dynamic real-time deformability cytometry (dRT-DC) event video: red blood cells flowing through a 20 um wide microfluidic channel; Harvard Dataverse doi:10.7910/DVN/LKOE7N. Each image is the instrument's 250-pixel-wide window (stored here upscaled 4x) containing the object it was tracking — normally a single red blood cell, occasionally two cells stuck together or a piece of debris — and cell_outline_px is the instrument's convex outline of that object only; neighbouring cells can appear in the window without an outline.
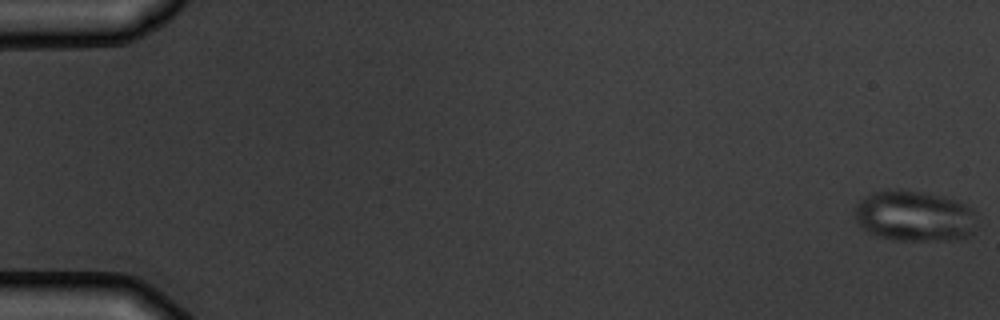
{"species": "common noctule bat (a hibernating species)", "species_latin": "Nyctalus noctula", "temperature_condition": "warm", "stored_images_in_passage": 7, "camera_frame_rate_fps": 3000, "um_per_image_px": 0.085, "animal": {"sex": "male", "body_mass_g": 19.5, "forearm_length_mm": 54.6}, "frame": {"image": 1, "passage_image": 1, "time_ms": 0.0, "image_size_px": [1000, 320], "cell_outline_px": [[976, 232], [968, 236], [952, 240], [896, 240], [880, 236], [868, 232], [860, 228], [856, 220], [856, 204], [860, 200], [872, 192], [888, 188], [928, 192], [960, 200], [972, 208], [976, 228]], "centroid_in_image_um": [77.74, 18.34], "position_along_channel_um": 7.3, "area_um2": 36.7}}